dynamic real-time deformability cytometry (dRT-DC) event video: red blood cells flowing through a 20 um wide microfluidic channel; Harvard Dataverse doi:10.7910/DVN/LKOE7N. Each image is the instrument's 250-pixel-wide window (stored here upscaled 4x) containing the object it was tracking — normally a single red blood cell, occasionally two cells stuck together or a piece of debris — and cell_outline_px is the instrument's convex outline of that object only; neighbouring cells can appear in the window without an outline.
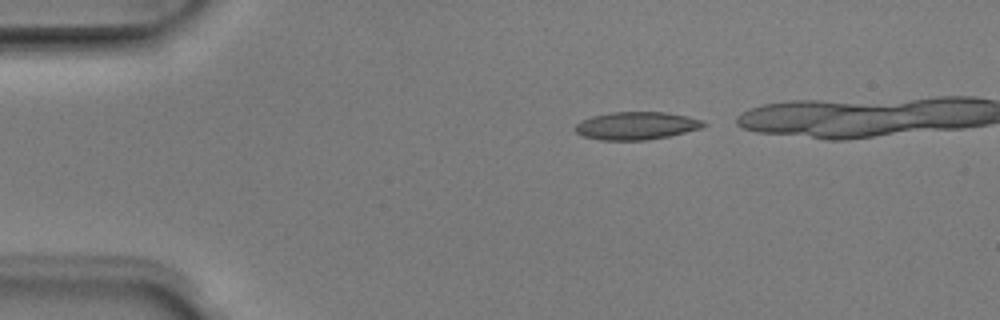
{"species": "Egyptian fruit bat (a non-hibernating species)", "species_latin": "Rousettus aegyptiacus", "temperature_condition": "room temperature", "stored_images_in_passage": 5, "camera_frame_rate_fps": 3000, "um_per_image_px": 0.085, "animal": {"sex": "male"}, "frame": {"image": 1, "passage_image": 1, "time_ms": 0.0, "image_size_px": [1000, 320], "cell_outline_px": [[708, 124], [700, 128], [668, 136], [648, 140], [600, 140], [584, 136], [576, 132], [572, 128], [580, 120], [592, 116], [608, 112], [664, 112], [688, 116], [704, 120]], "centroid_in_image_um": [54.07, 10.68], "position_along_channel_um": 30.9, "area_um2": 20.92}}
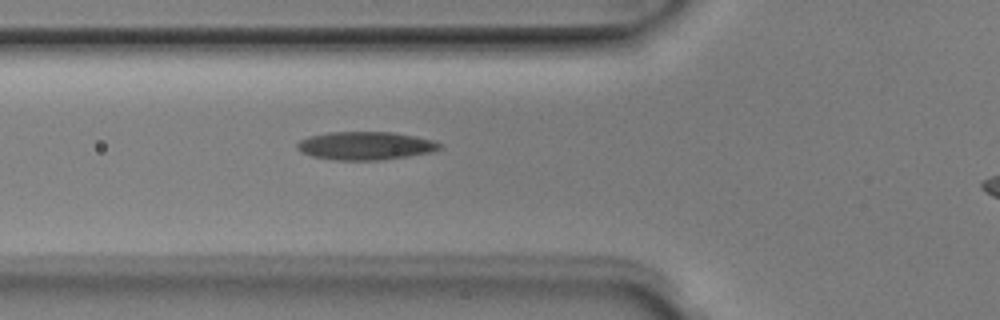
{"frame": {"image": 2, "passage_image": 5, "time_ms": 1.333, "image_size_px": [1000, 320], "cell_outline_px": [[440, 148], [432, 152], [408, 156], [380, 160], [336, 160], [312, 156], [300, 152], [296, 148], [296, 144], [300, 140], [308, 136], [328, 132], [392, 132], [436, 140], [440, 144]], "centroid_in_image_um": [31.03, 12.38], "position_along_channel_um": 94.8, "area_um2": 23.47}}